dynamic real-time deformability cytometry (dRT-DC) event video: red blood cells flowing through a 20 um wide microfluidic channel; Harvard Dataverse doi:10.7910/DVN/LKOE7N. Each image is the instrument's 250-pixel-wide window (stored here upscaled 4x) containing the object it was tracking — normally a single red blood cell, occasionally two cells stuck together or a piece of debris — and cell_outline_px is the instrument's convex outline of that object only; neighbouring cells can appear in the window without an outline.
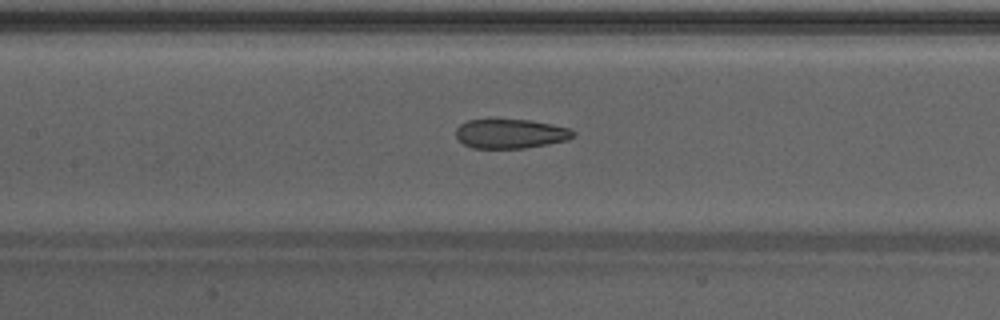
{"species": "Egyptian fruit bat (a non-hibernating species)", "species_latin": "Rousettus aegyptiacus", "temperature_condition": "warm", "stored_images_in_passage": 36, "camera_frame_rate_fps": 3000, "um_per_image_px": 0.085, "animal": {"sex": "male"}, "frame": {"image": 1, "passage_image": 11, "time_ms": 3.333, "image_size_px": [1000, 320], "cell_outline_px": [[576, 132], [568, 140], [548, 144], [524, 148], [472, 148], [464, 144], [456, 136], [456, 128], [460, 124], [468, 120], [528, 120], [552, 124], [568, 128]], "centroid_in_image_um": [43.39, 11.37], "position_along_channel_um": 164.0, "area_um2": 19.88}}
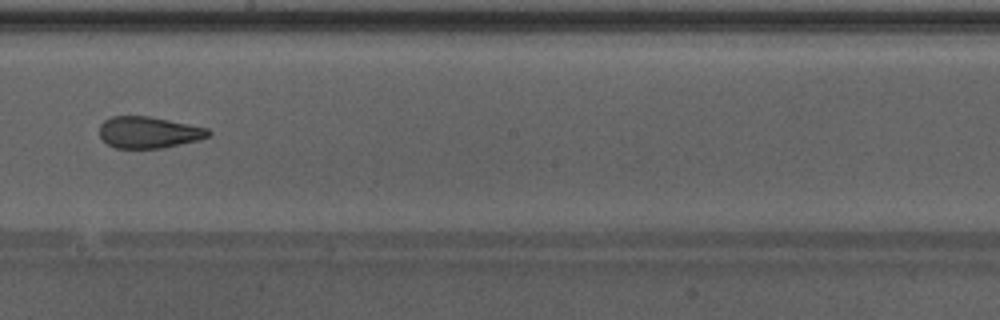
{"frame": {"image": 2, "passage_image": 16, "time_ms": 5.0, "image_size_px": [1000, 320], "cell_outline_px": [[212, 132], [208, 136], [200, 140], [160, 148], [116, 148], [108, 144], [100, 136], [100, 124], [104, 120], [112, 116], [148, 116], [208, 128]], "centroid_in_image_um": [12.64, 11.25], "position_along_channel_um": 235.6, "area_um2": 19.88}, "authors_computed_cell_mechanics": {"area_um2": 21.2415, "velocity_mm_per_s": 4.3071, "shape_relaxation_time_tau1_ms": null, "shape_relaxation_time_tau2_ms": 1.5723, "deformation_change_tau1": null, "deformation_change_tau2": 0.1004}}